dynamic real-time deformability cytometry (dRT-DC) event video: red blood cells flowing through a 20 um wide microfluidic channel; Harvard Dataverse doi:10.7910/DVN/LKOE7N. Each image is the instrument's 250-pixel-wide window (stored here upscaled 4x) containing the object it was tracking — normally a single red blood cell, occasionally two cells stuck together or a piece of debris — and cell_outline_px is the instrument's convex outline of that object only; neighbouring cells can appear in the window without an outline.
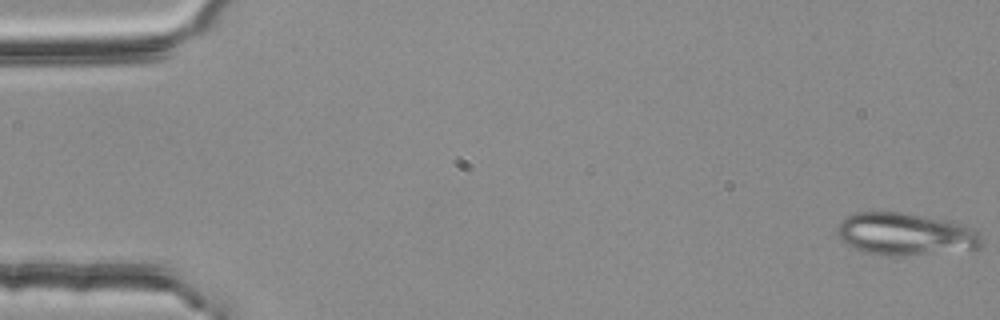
{"species": "common noctule bat (a hibernating species)", "species_latin": "Nyctalus noctula", "temperature_condition": "room temperature", "stored_images_in_passage": 4, "camera_frame_rate_fps": 3000, "um_per_image_px": 0.085, "animal": {"sex": "female", "body_mass_g": 25.1}, "frame": {"image": 1, "passage_image": 1, "time_ms": 0.0, "image_size_px": [1000, 320], "cell_outline_px": [[984, 240], [980, 248], [892, 256], [880, 256], [864, 252], [840, 240], [836, 236], [836, 228], [840, 220], [856, 212], [900, 212], [948, 220], [972, 228]], "centroid_in_image_um": [76.9, 19.89], "position_along_channel_um": 8.1, "area_um2": 35.49}}